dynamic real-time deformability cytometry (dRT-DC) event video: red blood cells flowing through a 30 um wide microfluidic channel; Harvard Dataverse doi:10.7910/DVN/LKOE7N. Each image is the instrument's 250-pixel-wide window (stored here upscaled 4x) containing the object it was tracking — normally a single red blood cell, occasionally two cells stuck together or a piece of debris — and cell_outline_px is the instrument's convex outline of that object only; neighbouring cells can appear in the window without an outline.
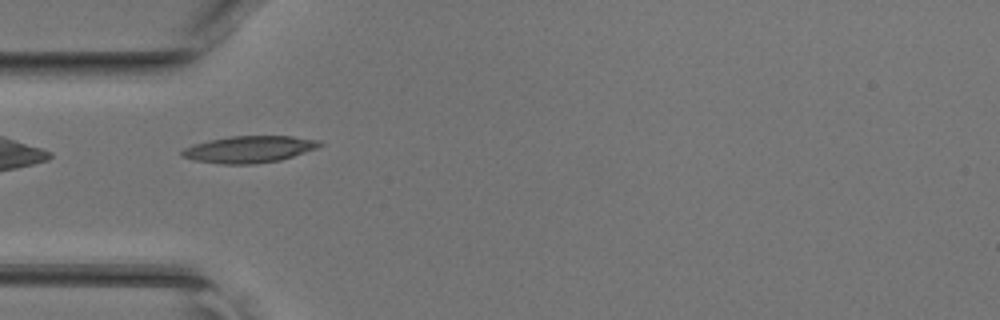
{"species": "common noctule bat (a hibernating species)", "species_latin": "Nyctalus noctula", "temperature_condition": "room temperature", "stored_images_in_passage": 30, "camera_frame_rate_fps": 3000, "um_per_image_px": 0.085, "animal": {"sex": "female", "body_mass_g": 17.0, "forearm_length_mm": 48.0}, "frame": {"image": 1, "passage_image": 1, "time_ms": 0.0, "image_size_px": [1000, 320], "cell_outline_px": [[324, 144], [316, 148], [280, 160], [252, 164], [220, 164], [192, 160], [180, 156], [180, 152], [184, 148], [192, 144], [208, 140], [228, 136], [292, 136], [320, 140]], "centroid_in_image_um": [21.12, 12.68], "position_along_channel_um": 63.9, "area_um2": 21.62}}
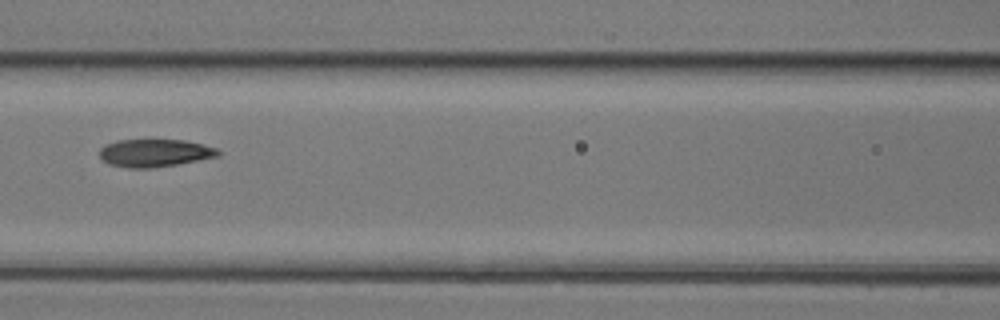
{"frame": {"image": 2, "passage_image": 7, "time_ms": 2.0, "image_size_px": [1000, 320], "cell_outline_px": [[220, 156], [176, 164], [152, 168], [128, 168], [108, 164], [100, 156], [100, 148], [104, 144], [116, 140], [184, 140], [204, 144], [216, 148], [220, 152]], "centroid_in_image_um": [13.14, 13.0], "position_along_channel_um": 153.5, "area_um2": 19.19}}
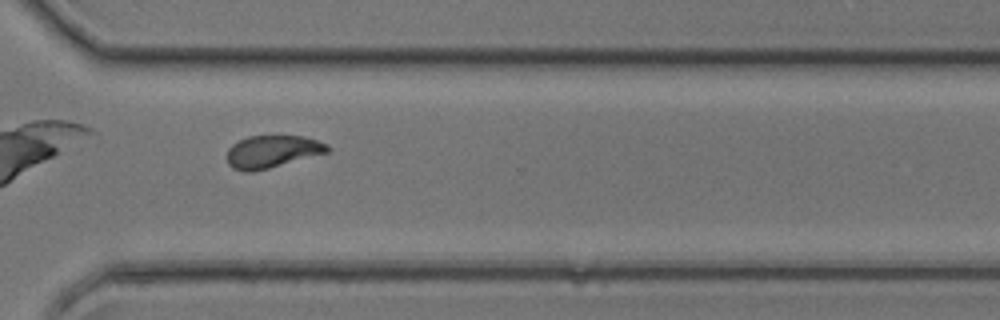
{"frame": {"image": 3, "passage_image": 20, "time_ms": 6.333, "image_size_px": [1000, 320], "cell_outline_px": [[332, 148], [328, 152], [268, 168], [252, 172], [244, 172], [232, 168], [228, 164], [228, 148], [232, 144], [248, 136], [304, 136], [328, 144]], "centroid_in_image_um": [23.14, 12.88], "position_along_channel_um": 347.5, "area_um2": 18.9}}